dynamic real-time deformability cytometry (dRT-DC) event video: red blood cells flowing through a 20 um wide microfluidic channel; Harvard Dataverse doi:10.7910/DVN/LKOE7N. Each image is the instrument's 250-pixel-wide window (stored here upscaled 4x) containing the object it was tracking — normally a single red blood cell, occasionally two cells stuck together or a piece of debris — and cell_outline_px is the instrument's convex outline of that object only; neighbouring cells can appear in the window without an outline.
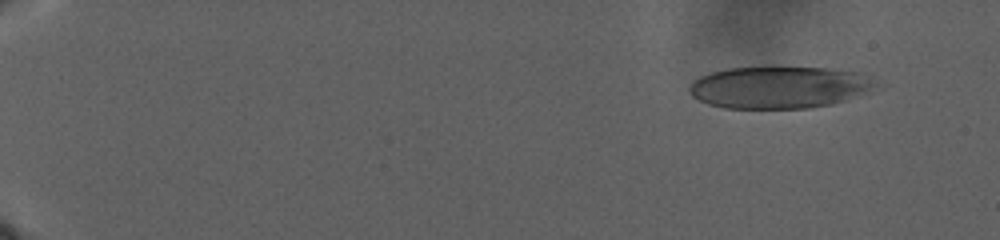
{"species": "human", "species_latin": "Homo sapiens", "temperature_condition": "warm", "stored_images_in_passage": 43, "camera_frame_rate_fps": 3000, "um_per_image_px": 0.085, "donor": {"sex": "male"}, "frame": {"image": 1, "passage_image": 1, "time_ms": 0.0, "image_size_px": [1000, 240], "cell_outline_px": [[884, 88], [872, 92], [832, 104], [812, 108], [724, 108], [708, 104], [692, 96], [688, 88], [700, 76], [712, 72], [728, 68], [764, 64], [776, 64], [828, 68], [864, 72], [872, 76]], "centroid_in_image_um": [66.39, 7.37], "position_along_channel_um": 18.6, "area_um2": 47.86}}
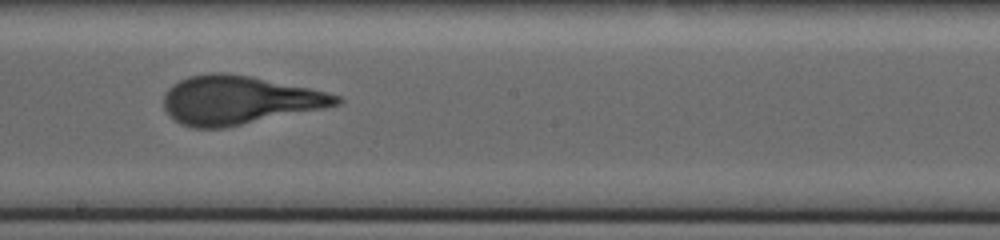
{"frame": {"image": 2, "passage_image": 29, "time_ms": 22.333, "image_size_px": [1000, 240], "cell_outline_px": [[344, 100], [340, 104], [324, 108], [224, 128], [192, 128], [180, 124], [172, 120], [164, 108], [164, 92], [172, 84], [188, 76], [208, 72], [224, 72], [252, 76], [328, 92], [340, 96]], "centroid_in_image_um": [20.27, 8.51], "position_along_channel_um": 227.9, "area_um2": 49.19}}
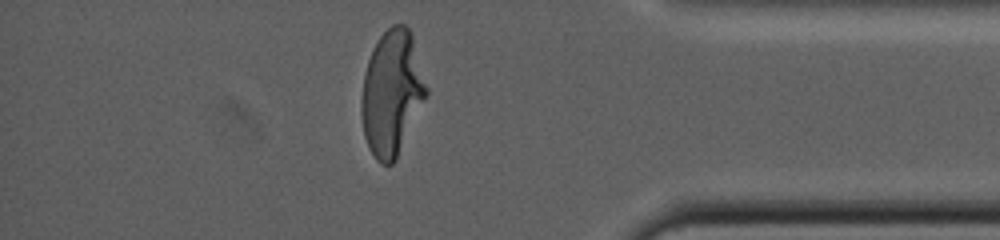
{"frame": {"image": 3, "passage_image": 39, "time_ms": 33.333, "image_size_px": [1000, 240], "cell_outline_px": [[428, 96], [396, 160], [392, 164], [380, 164], [376, 160], [368, 148], [364, 136], [360, 112], [360, 100], [364, 72], [372, 48], [380, 36], [392, 24], [404, 24], [408, 28], [412, 36], [428, 88]], "centroid_in_image_um": [33.3, 7.94], "position_along_channel_um": 401.9, "area_um2": 47.86}}